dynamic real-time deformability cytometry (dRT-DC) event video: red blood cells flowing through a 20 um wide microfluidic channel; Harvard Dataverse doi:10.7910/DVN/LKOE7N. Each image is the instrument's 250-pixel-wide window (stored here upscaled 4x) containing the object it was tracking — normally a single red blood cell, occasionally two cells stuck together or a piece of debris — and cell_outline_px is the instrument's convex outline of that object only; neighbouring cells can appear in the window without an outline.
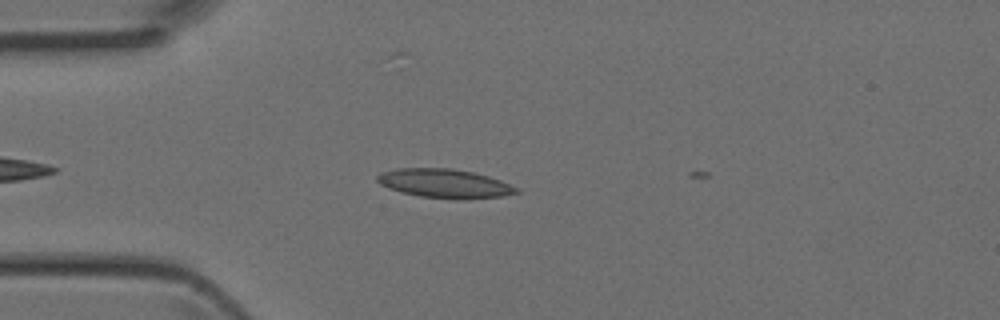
{"species": "Egyptian fruit bat (a non-hibernating species)", "species_latin": "Rousettus aegyptiacus", "temperature_condition": "room temperature", "stored_images_in_passage": 3, "camera_frame_rate_fps": 3000, "um_per_image_px": 0.085, "animal": {"sex": "female"}, "frame": {"image": 1, "passage_image": 3, "time_ms": 0.667, "image_size_px": [1000, 320], "cell_outline_px": [[520, 192], [504, 196], [452, 200], [420, 196], [388, 188], [380, 184], [376, 180], [376, 176], [380, 172], [396, 168], [452, 168], [472, 172], [488, 176], [500, 180], [520, 188]], "centroid_in_image_um": [37.8, 15.59], "position_along_channel_um": 47.2, "area_um2": 23.64}}